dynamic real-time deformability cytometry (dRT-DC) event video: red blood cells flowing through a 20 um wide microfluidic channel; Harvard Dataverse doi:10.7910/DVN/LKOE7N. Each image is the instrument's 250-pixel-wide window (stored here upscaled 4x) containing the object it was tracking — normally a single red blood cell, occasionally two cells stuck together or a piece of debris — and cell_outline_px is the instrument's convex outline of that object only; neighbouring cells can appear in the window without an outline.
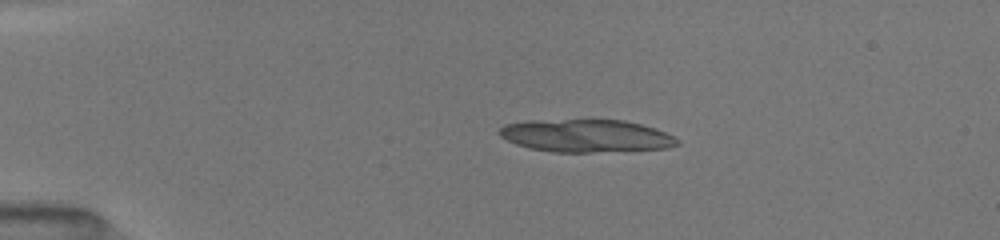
{"species": "common noctule bat (a hibernating species)", "species_latin": "Nyctalus noctula", "temperature_condition": "room temperature", "stored_images_in_passage": 21, "camera_frame_rate_fps": 3000, "um_per_image_px": 0.085, "animal": {"sex": "female", "body_mass_g": 19.5, "forearm_length_mm": 54.1}, "frame": {"image": 1, "passage_image": 1, "time_ms": 0.0, "image_size_px": [1000, 240], "cell_outline_px": [[680, 144], [668, 148], [592, 152], [552, 152], [528, 148], [516, 144], [500, 136], [496, 132], [504, 124], [528, 120], [624, 120], [656, 128], [680, 140]], "centroid_in_image_um": [49.79, 11.54], "position_along_channel_um": 35.2, "area_um2": 33.99}}